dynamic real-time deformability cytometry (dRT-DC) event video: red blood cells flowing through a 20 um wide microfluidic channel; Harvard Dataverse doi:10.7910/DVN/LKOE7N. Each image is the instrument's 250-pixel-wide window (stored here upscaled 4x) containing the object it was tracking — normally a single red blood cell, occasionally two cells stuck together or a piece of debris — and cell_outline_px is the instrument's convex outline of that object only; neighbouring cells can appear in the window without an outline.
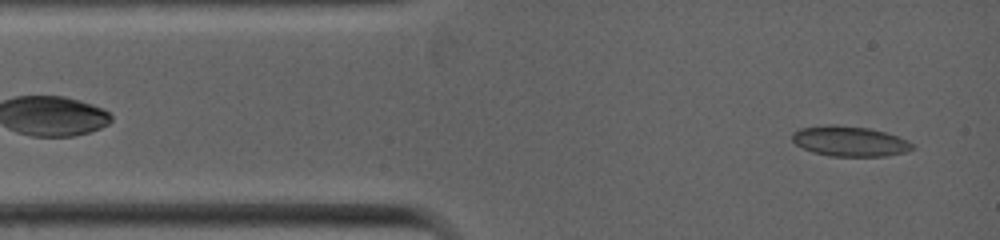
{"species": "common noctule bat (a hibernating species)", "species_latin": "Nyctalus noctula", "temperature_condition": "warm", "stored_images_in_passage": 63, "camera_frame_rate_fps": 5000, "um_per_image_px": 0.085, "animal": {"sex": "female", "body_mass_g": 19.0, "forearm_length_mm": 53.3}, "frame": {"image": 1, "passage_image": 3, "time_ms": 0.4, "image_size_px": [1000, 240], "cell_outline_px": [[912, 148], [904, 152], [884, 156], [828, 156], [812, 152], [796, 144], [792, 140], [792, 132], [800, 128], [828, 124], [836, 124], [868, 128], [884, 132], [908, 140], [912, 144]], "centroid_in_image_um": [72.17, 12.0], "position_along_channel_um": 12.8, "area_um2": 21.04}}
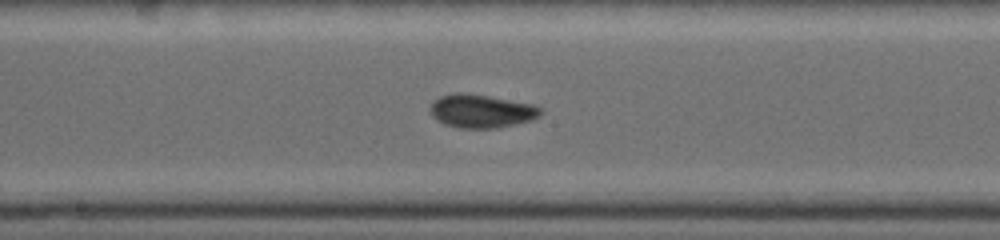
{"frame": {"image": 2, "passage_image": 27, "time_ms": 5.2, "image_size_px": [1000, 240], "cell_outline_px": [[544, 112], [540, 116], [532, 120], [516, 124], [496, 128], [460, 128], [444, 124], [436, 120], [432, 116], [428, 108], [440, 96], [488, 96], [536, 104], [544, 108]], "centroid_in_image_um": [41.03, 9.49], "position_along_channel_um": 207.2, "area_um2": 21.04}}
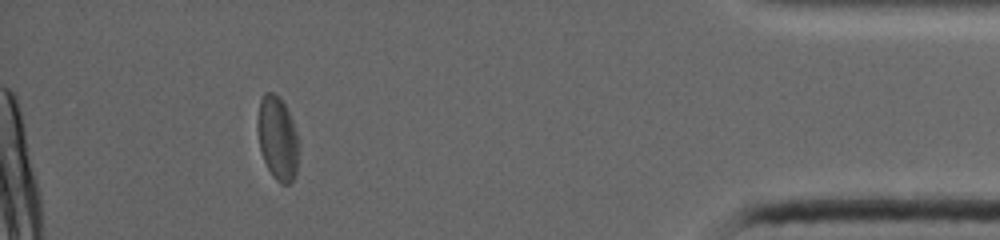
{"frame": {"image": 3, "passage_image": 53, "time_ms": 10.4, "image_size_px": [1000, 240], "cell_outline_px": [[300, 148], [296, 172], [292, 180], [288, 184], [280, 184], [272, 176], [264, 160], [260, 148], [256, 128], [256, 124], [260, 96], [264, 92], [272, 92], [280, 96], [292, 120], [300, 144]], "centroid_in_image_um": [23.58, 11.73], "position_along_channel_um": 411.6, "area_um2": 20.52}}